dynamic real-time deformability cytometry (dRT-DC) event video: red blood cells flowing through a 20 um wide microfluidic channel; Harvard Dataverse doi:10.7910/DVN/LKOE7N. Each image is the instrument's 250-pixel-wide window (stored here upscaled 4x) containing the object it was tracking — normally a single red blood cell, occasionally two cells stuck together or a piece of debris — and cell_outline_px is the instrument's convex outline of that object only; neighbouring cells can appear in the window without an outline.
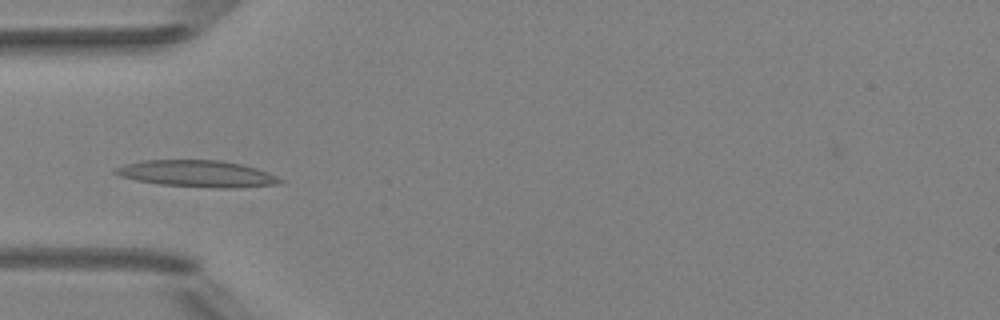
{"species": "Egyptian fruit bat (a non-hibernating species)", "species_latin": "Rousettus aegyptiacus", "temperature_condition": "room temperature", "stored_images_in_passage": 5, "camera_frame_rate_fps": 3000, "um_per_image_px": 0.085, "animal": {"sex": "female"}, "frame": {"image": 1, "passage_image": 5, "time_ms": 4.333, "image_size_px": [1000, 320], "cell_outline_px": [[284, 180], [280, 184], [232, 188], [216, 188], [160, 184], [136, 180], [120, 176], [112, 172], [112, 168], [124, 164], [140, 160], [220, 160], [240, 164], [256, 168], [268, 172]], "centroid_in_image_um": [16.72, 14.76], "position_along_channel_um": 68.3, "area_um2": 25.66}}